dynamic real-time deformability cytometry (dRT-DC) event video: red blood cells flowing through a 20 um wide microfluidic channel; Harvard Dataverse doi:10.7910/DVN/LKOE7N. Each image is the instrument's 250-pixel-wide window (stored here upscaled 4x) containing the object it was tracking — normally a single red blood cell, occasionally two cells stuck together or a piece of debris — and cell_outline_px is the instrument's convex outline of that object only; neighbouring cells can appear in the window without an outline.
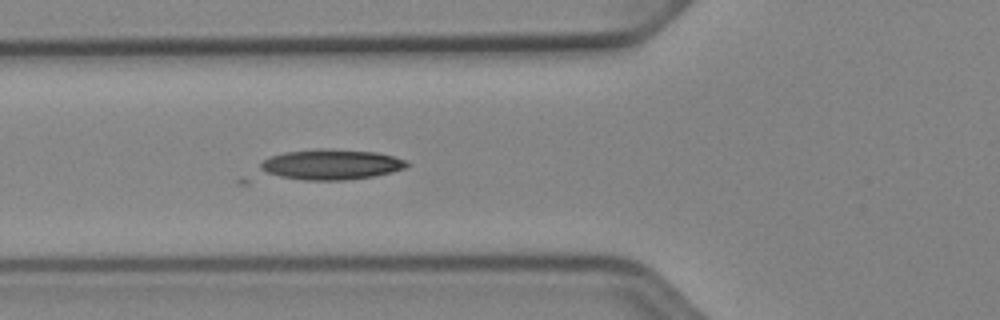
{"species": "Egyptian fruit bat (a non-hibernating species)", "species_latin": "Rousettus aegyptiacus", "temperature_condition": "cold", "stored_images_in_passage": 39, "camera_frame_rate_fps": 3000, "um_per_image_px": 0.085, "animal": {"sex": "female"}, "frame": {"image": 1, "passage_image": 11, "time_ms": 3.333, "image_size_px": [1000, 320], "cell_outline_px": [[412, 164], [404, 168], [392, 172], [376, 176], [348, 180], [304, 180], [280, 176], [268, 172], [260, 168], [260, 164], [264, 160], [272, 156], [284, 152], [316, 148], [328, 148], [376, 152], [408, 160]], "centroid_in_image_um": [28.22, 13.97], "position_along_channel_um": 97.6, "area_um2": 26.01}}
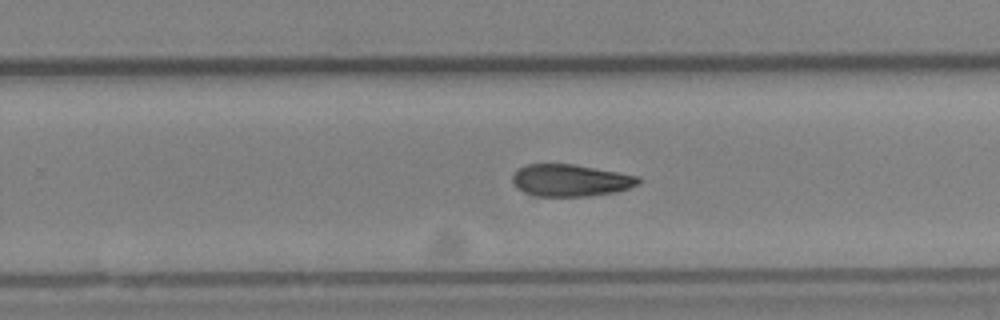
{"frame": {"image": 2, "passage_image": 25, "time_ms": 8.0, "image_size_px": [1000, 320], "cell_outline_px": [[640, 184], [616, 192], [588, 196], [532, 196], [516, 188], [512, 184], [512, 176], [520, 168], [528, 164], [576, 164], [640, 176]], "centroid_in_image_um": [48.5, 15.33], "position_along_channel_um": 281.3, "area_um2": 23.7}}
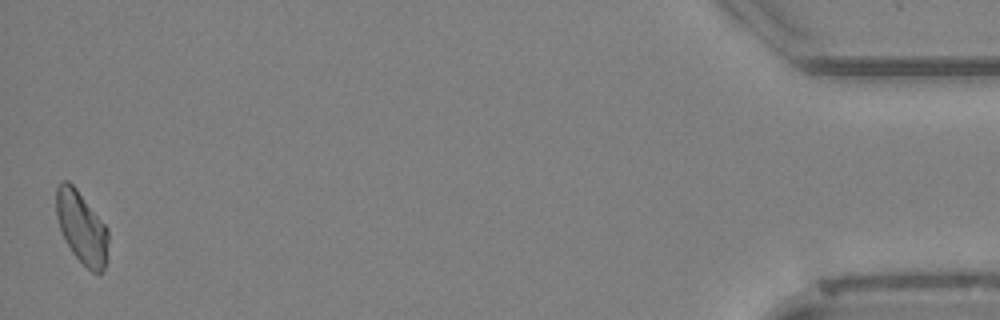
{"frame": {"image": 3, "passage_image": 39, "time_ms": 12.667, "image_size_px": [1000, 320], "cell_outline_px": [[108, 260], [104, 268], [100, 272], [92, 272], [72, 252], [60, 228], [56, 216], [56, 188], [60, 180], [68, 180], [76, 188], [108, 228]], "centroid_in_image_um": [6.95, 19.31], "position_along_channel_um": 428.3, "area_um2": 21.79}, "authors_computed_cell_mechanics": {"area_um2": 24.2182, "velocity_mm_per_s": 3.9287, "shape_relaxation_time_tau1_ms": 0.6526, "shape_relaxation_time_tau2_ms": null, "deformation_change_tau1": null, "deformation_change_tau2": null}}